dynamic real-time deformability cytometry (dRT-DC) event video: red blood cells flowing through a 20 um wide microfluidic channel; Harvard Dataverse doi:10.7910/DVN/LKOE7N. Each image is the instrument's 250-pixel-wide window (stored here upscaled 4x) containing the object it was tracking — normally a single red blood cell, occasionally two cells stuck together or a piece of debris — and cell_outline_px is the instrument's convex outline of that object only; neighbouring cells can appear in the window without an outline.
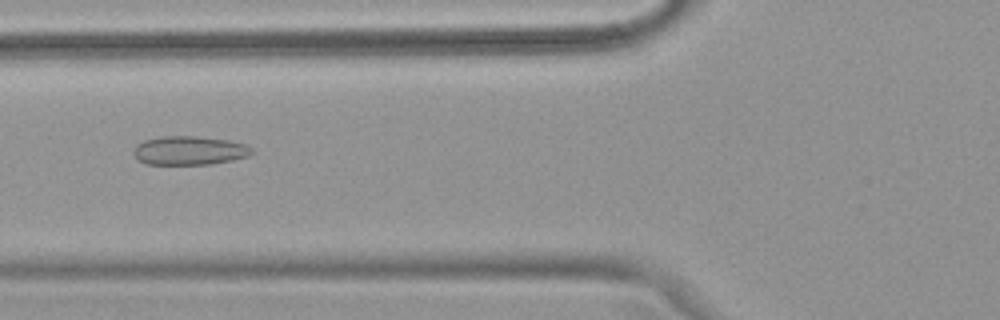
{"species": "common noctule bat (a hibernating species)", "species_latin": "Nyctalus noctula", "temperature_condition": "warm", "stored_images_in_passage": 49, "camera_frame_rate_fps": 3000, "um_per_image_px": 0.085, "animal": {"sex": "female", "body_mass_g": 18.4}, "frame": {"image": 1, "passage_image": 18, "time_ms": 5.667, "image_size_px": [1000, 320], "cell_outline_px": [[256, 152], [248, 156], [232, 160], [212, 164], [148, 164], [136, 160], [132, 152], [136, 144], [144, 140], [160, 136], [196, 136], [228, 140], [244, 144], [252, 148]], "centroid_in_image_um": [16.07, 12.79], "position_along_channel_um": 109.7, "area_um2": 20.06}}
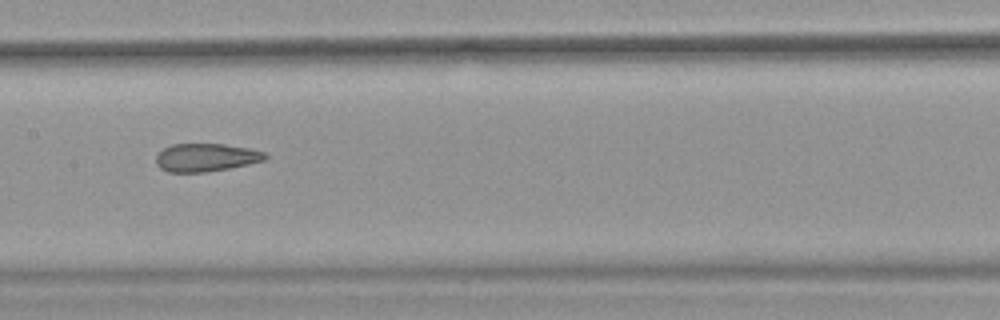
{"frame": {"image": 2, "passage_image": 24, "time_ms": 7.667, "image_size_px": [1000, 320], "cell_outline_px": [[268, 156], [264, 160], [248, 164], [228, 168], [204, 172], [168, 172], [160, 168], [156, 164], [156, 156], [164, 148], [172, 144], [224, 144], [248, 148], [264, 152]], "centroid_in_image_um": [17.48, 13.38], "position_along_channel_um": 189.9, "area_um2": 17.69}}
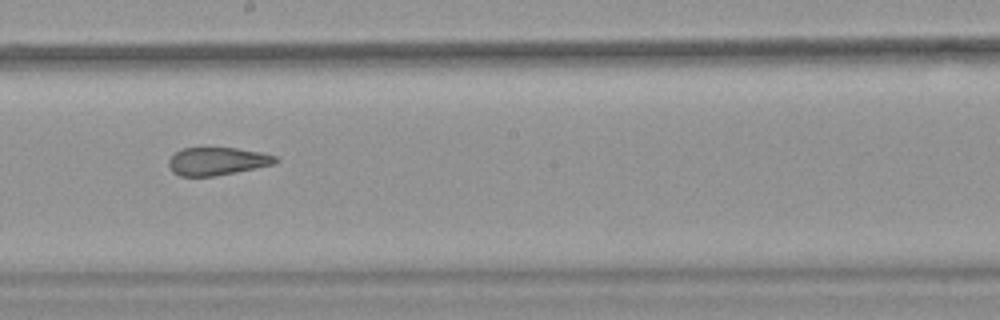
{"frame": {"image": 3, "passage_image": 27, "time_ms": 8.667, "image_size_px": [1000, 320], "cell_outline_px": [[280, 160], [276, 164], [216, 176], [180, 176], [172, 172], [168, 164], [168, 160], [176, 152], [184, 148], [236, 148], [260, 152], [276, 156]], "centroid_in_image_um": [18.48, 13.71], "position_along_channel_um": 229.7, "area_um2": 17.4}, "authors_computed_cell_mechanics": {"area_um2": 20.519, "velocity_mm_per_s": 4.004, "shape_relaxation_time_tau1_ms": null, "shape_relaxation_time_tau2_ms": 2.3287, "deformation_change_tau1": null, "deformation_change_tau2": 0.0895}}